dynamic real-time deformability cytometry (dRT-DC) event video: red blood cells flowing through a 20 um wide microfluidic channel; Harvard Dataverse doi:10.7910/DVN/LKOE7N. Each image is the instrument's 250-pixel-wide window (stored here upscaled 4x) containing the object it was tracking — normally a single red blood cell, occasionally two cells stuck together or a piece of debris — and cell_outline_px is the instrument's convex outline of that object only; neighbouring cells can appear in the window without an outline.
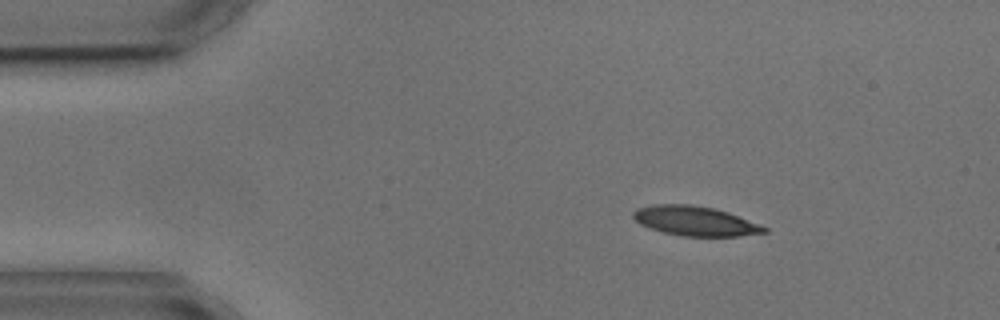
{"species": "common noctule bat (a hibernating species)", "species_latin": "Nyctalus noctula", "temperature_condition": "cold", "stored_images_in_passage": 5, "segment_of_instrument_passage": [1, 2], "camera_frame_rate_fps": 3000, "um_per_image_px": 0.085, "animal": {"sex": "male", "body_mass_g": 17.9, "forearm_length_mm": 54.2}, "frame": {"image": 1, "passage_image": 2, "time_ms": 1.333, "image_size_px": [1000, 320], "cell_outline_px": [[768, 232], [740, 236], [684, 236], [664, 232], [640, 224], [632, 216], [632, 212], [636, 208], [652, 204], [692, 204], [716, 208], [728, 212], [768, 228]], "centroid_in_image_um": [59.07, 18.77], "position_along_channel_um": 25.9, "area_um2": 22.54}}
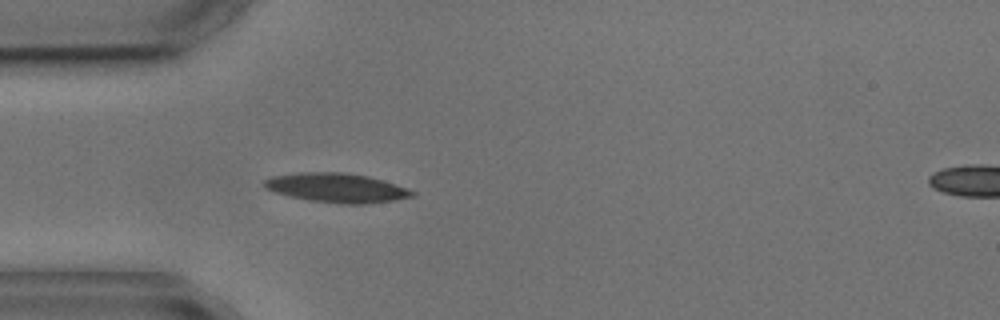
{"frame": {"image": 2, "passage_image": 4, "time_ms": 3.667, "image_size_px": [1000, 320], "cell_outline_px": [[416, 196], [396, 200], [364, 204], [344, 204], [308, 200], [276, 192], [264, 188], [264, 180], [272, 176], [300, 172], [344, 172], [368, 176], [396, 184], [416, 192]], "centroid_in_image_um": [28.65, 15.96], "position_along_channel_um": 56.3, "area_um2": 25.2}}